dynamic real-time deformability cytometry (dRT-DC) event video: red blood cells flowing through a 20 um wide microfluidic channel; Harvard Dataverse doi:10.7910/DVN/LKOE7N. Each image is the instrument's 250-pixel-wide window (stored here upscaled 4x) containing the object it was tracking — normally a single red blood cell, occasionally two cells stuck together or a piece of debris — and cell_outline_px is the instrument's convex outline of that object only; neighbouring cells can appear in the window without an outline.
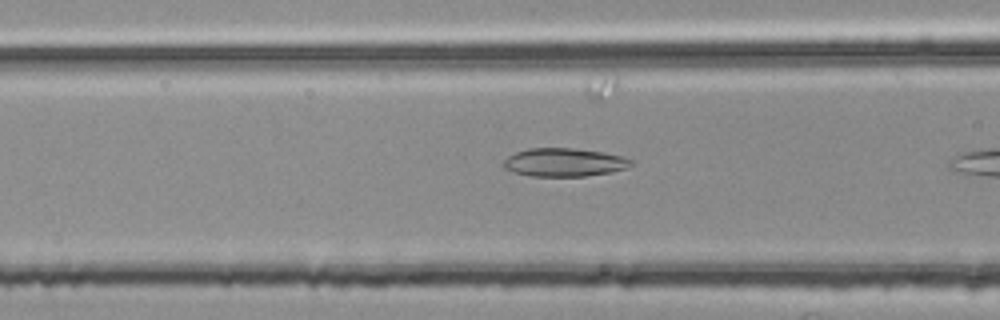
{"species": "common noctule bat (a hibernating species)", "species_latin": "Nyctalus noctula", "temperature_condition": "room temperature", "stored_images_in_passage": 17, "camera_frame_rate_fps": 3000, "um_per_image_px": 0.085, "animal": {"sex": "female", "body_mass_g": 25.1}, "frame": {"image": 1, "passage_image": 16, "time_ms": 5.0, "image_size_px": [1000, 320], "cell_outline_px": [[632, 164], [628, 168], [612, 172], [584, 176], [532, 176], [512, 172], [504, 168], [504, 160], [508, 156], [516, 152], [528, 148], [576, 148], [604, 152], [620, 156], [632, 160]], "centroid_in_image_um": [47.96, 13.8], "position_along_channel_um": 118.6, "area_um2": 21.1}}